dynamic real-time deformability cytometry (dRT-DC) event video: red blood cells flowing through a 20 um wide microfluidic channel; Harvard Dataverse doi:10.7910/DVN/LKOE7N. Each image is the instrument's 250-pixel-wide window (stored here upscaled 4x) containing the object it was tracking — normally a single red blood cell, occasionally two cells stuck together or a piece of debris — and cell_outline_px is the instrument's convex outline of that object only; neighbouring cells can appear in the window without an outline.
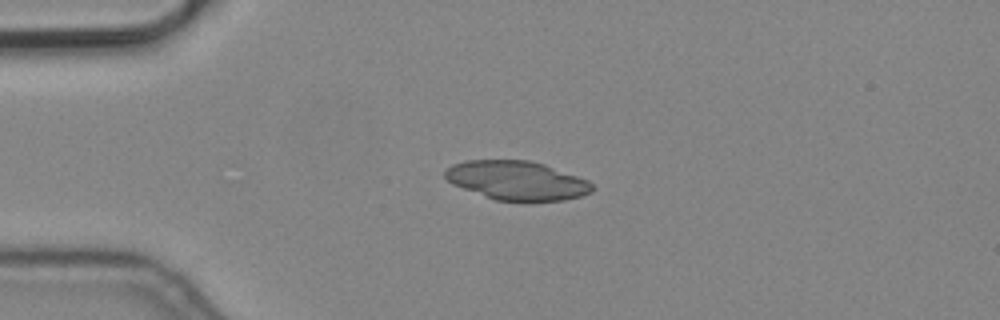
{"species": "common noctule bat (a hibernating species)", "species_latin": "Nyctalus noctula", "temperature_condition": "cold", "stored_images_in_passage": 4, "camera_frame_rate_fps": 3000, "um_per_image_px": 0.085, "animal": {"sex": "male", "body_mass_g": 19.2, "forearm_length_mm": 51.8}, "frame": {"image": 1, "passage_image": 3, "time_ms": 0.667, "image_size_px": [1000, 320], "cell_outline_px": [[592, 192], [580, 196], [560, 200], [496, 200], [452, 184], [444, 176], [444, 172], [452, 164], [464, 160], [528, 160], [544, 164], [588, 180], [592, 184]], "centroid_in_image_um": [43.9, 15.32], "position_along_channel_um": 41.1, "area_um2": 32.95}}